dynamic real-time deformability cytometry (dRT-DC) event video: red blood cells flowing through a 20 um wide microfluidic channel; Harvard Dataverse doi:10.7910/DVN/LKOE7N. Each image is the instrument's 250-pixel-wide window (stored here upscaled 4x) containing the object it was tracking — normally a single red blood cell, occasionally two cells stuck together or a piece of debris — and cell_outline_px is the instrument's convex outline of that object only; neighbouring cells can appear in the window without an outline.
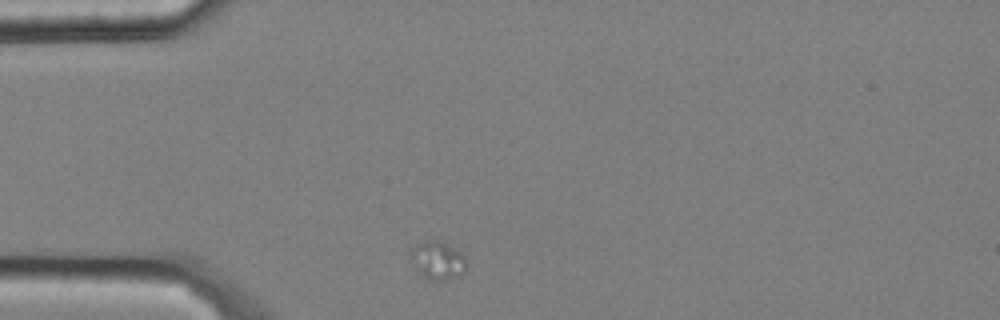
{"species": "common noctule bat (a hibernating species)", "species_latin": "Nyctalus noctula", "temperature_condition": "cold", "stored_images_in_passage": 15, "camera_frame_rate_fps": 3000, "um_per_image_px": 0.085, "animal": {"sex": "male", "body_mass_g": 20.4}, "frame": {"image": 1, "passage_image": 1, "time_ms": 0.0, "image_size_px": [1000, 320], "cell_outline_px": [[468, 268], [460, 276], [448, 280], [428, 280], [416, 268], [408, 252], [416, 244], [424, 240], [440, 240], [448, 244], [460, 252], [464, 256], [468, 264]], "centroid_in_image_um": [37.23, 22.12], "position_along_channel_um": 47.8, "area_um2": 12.66}}
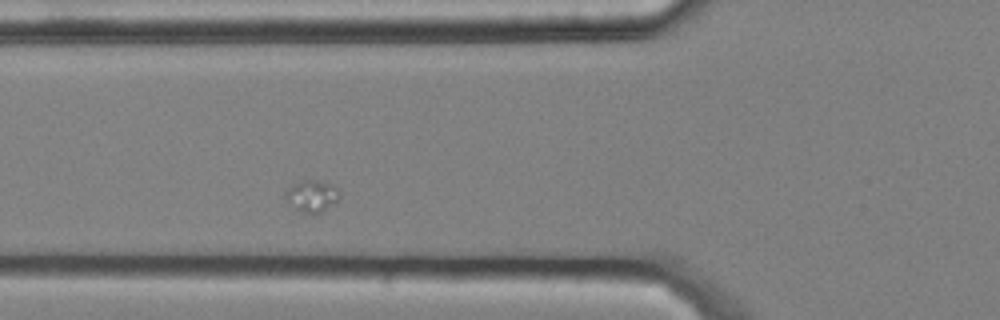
{"frame": {"image": 2, "passage_image": 7, "time_ms": 2.0, "image_size_px": [1000, 320], "cell_outline_px": [[340, 196], [336, 204], [312, 216], [300, 212], [284, 196], [288, 188], [292, 184], [300, 180], [316, 180], [332, 184], [340, 188]], "centroid_in_image_um": [26.57, 16.67], "position_along_channel_um": 99.2, "area_um2": 10.29}}